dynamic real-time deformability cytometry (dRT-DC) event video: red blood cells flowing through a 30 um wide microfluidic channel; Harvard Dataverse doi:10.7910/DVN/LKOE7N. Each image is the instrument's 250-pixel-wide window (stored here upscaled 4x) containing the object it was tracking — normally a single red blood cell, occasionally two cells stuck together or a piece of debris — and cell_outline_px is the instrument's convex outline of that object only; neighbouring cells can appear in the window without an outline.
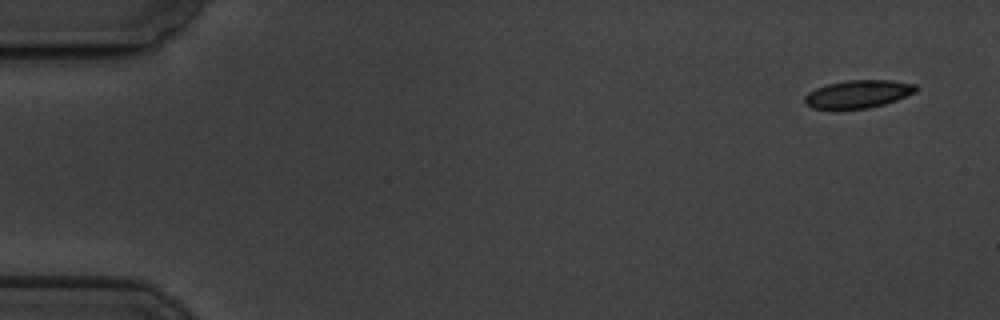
{"species": "common noctule bat (a hibernating species)", "species_latin": "Nyctalus noctula", "temperature_condition": "cold", "stored_images_in_passage": 5, "camera_frame_rate_fps": 3000, "um_per_image_px": 0.085, "animal": {"sex": "male", "body_mass_g": 19.5, "forearm_length_mm": 54.6}, "frame": {"image": 1, "passage_image": 1, "time_ms": 0.0, "image_size_px": [1000, 320], "cell_outline_px": [[920, 88], [916, 92], [896, 100], [884, 104], [868, 108], [812, 108], [804, 104], [804, 96], [808, 92], [816, 88], [828, 84], [848, 80], [892, 80], [916, 84]], "centroid_in_image_um": [72.97, 7.98], "position_along_channel_um": 12.0, "area_um2": 18.03}}
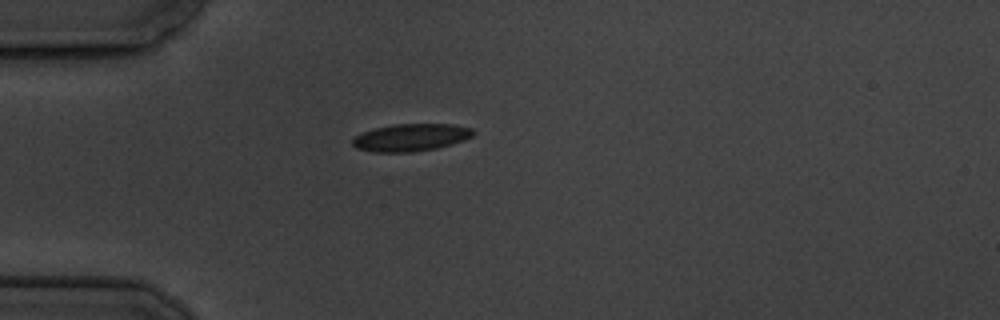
{"frame": {"image": 2, "passage_image": 5, "time_ms": 4.333, "image_size_px": [1000, 320], "cell_outline_px": [[476, 132], [472, 136], [464, 140], [452, 144], [436, 148], [412, 152], [372, 152], [356, 148], [352, 144], [352, 140], [356, 136], [364, 132], [376, 128], [396, 124], [452, 124], [472, 128]], "centroid_in_image_um": [34.95, 11.69], "position_along_channel_um": 50.1, "area_um2": 19.19}}